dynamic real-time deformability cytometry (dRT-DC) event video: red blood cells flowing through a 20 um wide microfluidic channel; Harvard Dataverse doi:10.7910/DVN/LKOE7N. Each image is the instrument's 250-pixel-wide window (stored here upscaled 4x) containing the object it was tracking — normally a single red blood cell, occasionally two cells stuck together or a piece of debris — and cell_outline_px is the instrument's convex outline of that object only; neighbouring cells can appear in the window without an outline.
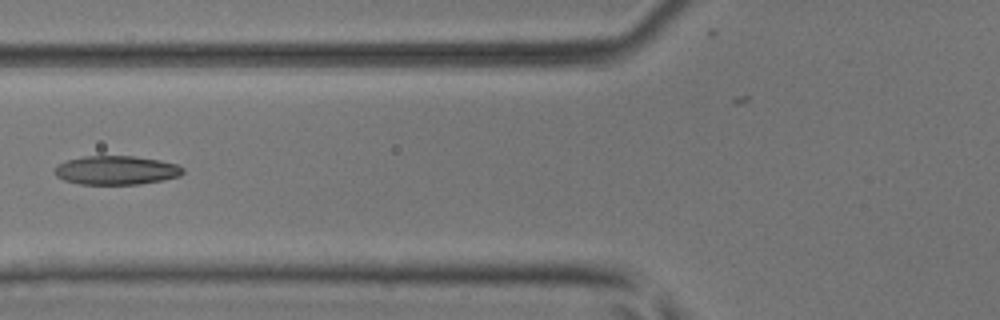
{"species": "common noctule bat (a hibernating species)", "species_latin": "Nyctalus noctula", "temperature_condition": "room temperature", "stored_images_in_passage": 7, "camera_frame_rate_fps": 3000, "um_per_image_px": 0.085, "animal": {"sex": "male", "body_mass_g": 17.9, "forearm_length_mm": 54.2}, "frame": {"image": 1, "passage_image": 6, "time_ms": 1.667, "image_size_px": [1000, 320], "cell_outline_px": [[184, 172], [180, 176], [140, 184], [80, 184], [64, 180], [56, 176], [56, 164], [68, 160], [84, 156], [132, 156], [160, 160], [176, 164], [184, 168]], "centroid_in_image_um": [9.89, 14.47], "position_along_channel_um": 115.9, "area_um2": 21.44}}
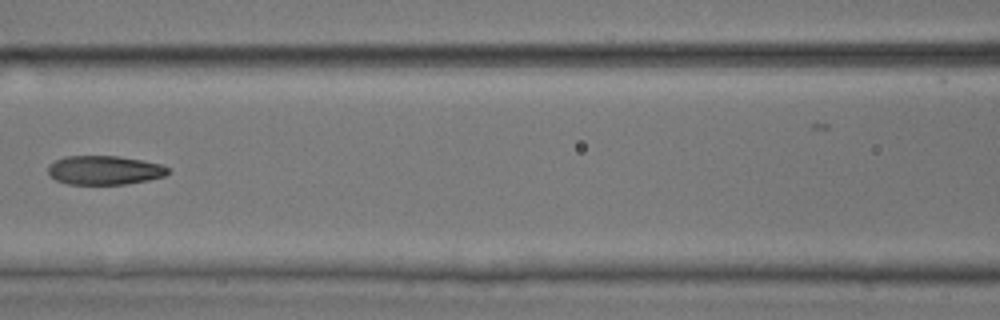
{"frame": {"image": 2, "passage_image": 7, "time_ms": 2.0, "image_size_px": [1000, 320], "cell_outline_px": [[168, 172], [164, 176], [148, 180], [124, 184], [68, 184], [56, 180], [48, 172], [48, 164], [64, 156], [116, 156], [144, 160], [164, 164], [168, 168]], "centroid_in_image_um": [8.88, 14.46], "position_along_channel_um": 157.7, "area_um2": 20.29}}